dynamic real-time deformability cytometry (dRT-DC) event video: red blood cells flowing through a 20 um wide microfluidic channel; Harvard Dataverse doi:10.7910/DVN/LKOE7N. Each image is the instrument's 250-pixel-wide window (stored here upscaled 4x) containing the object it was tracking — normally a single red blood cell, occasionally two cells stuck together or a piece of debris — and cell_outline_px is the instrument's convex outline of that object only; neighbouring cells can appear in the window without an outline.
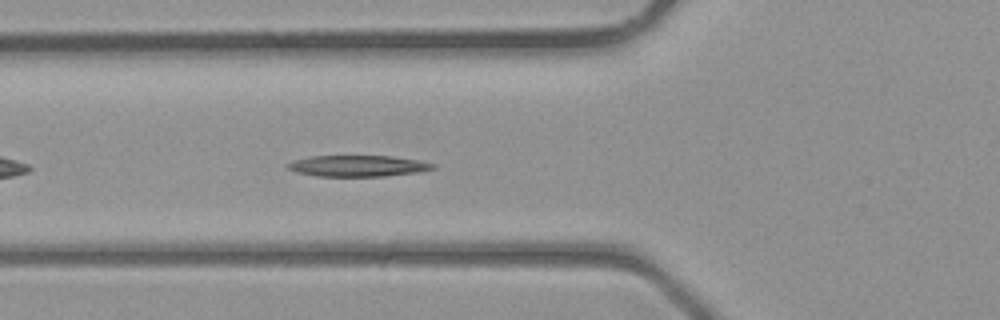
{"species": "common noctule bat (a hibernating species)", "species_latin": "Nyctalus noctula", "temperature_condition": "room temperature", "stored_images_in_passage": 27, "camera_frame_rate_fps": 3000, "um_per_image_px": 0.085, "animal": {"sex": "male", "body_mass_g": 23.1, "forearm_length_mm": 52.7}, "frame": {"image": 1, "passage_image": 4, "time_ms": 1.0, "image_size_px": [1000, 320], "cell_outline_px": [[436, 168], [420, 172], [384, 176], [316, 176], [296, 172], [288, 168], [284, 164], [292, 160], [308, 156], [392, 156], [420, 160], [436, 164]], "centroid_in_image_um": [30.41, 14.1], "position_along_channel_um": 95.4, "area_um2": 18.15}}
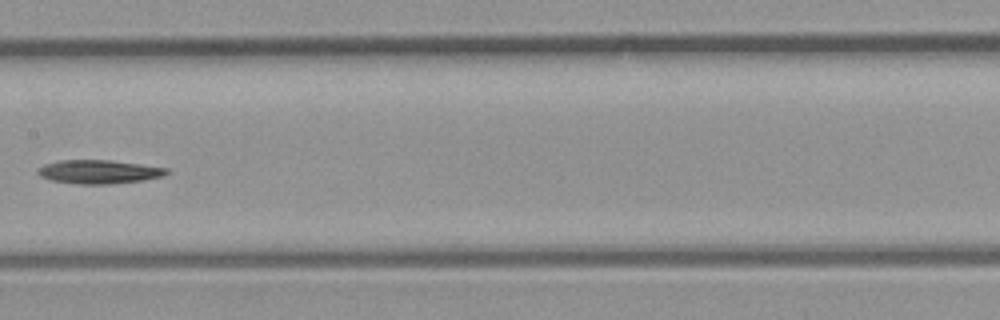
{"frame": {"image": 2, "passage_image": 10, "time_ms": 3.0, "image_size_px": [1000, 320], "cell_outline_px": [[168, 172], [164, 176], [144, 180], [112, 184], [80, 184], [52, 180], [40, 176], [36, 172], [36, 168], [44, 164], [60, 160], [108, 160], [140, 164], [168, 168]], "centroid_in_image_um": [8.39, 14.6], "position_along_channel_um": 199.0, "area_um2": 17.8}}
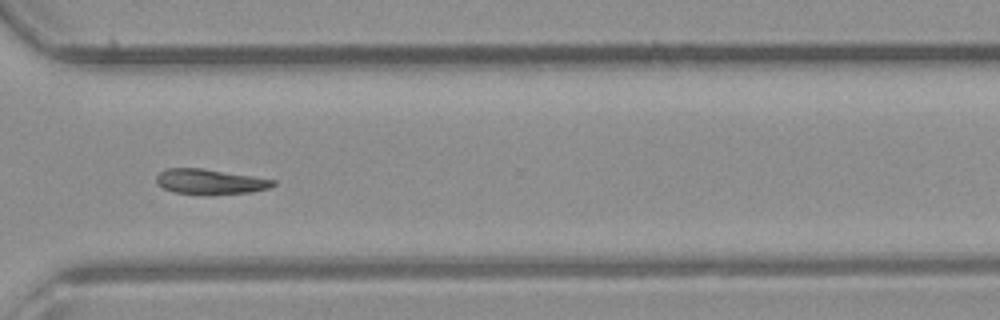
{"frame": {"image": 3, "passage_image": 19, "time_ms": 6.0, "image_size_px": [1000, 320], "cell_outline_px": [[276, 184], [268, 188], [252, 192], [212, 196], [204, 196], [172, 192], [156, 184], [156, 176], [164, 168], [204, 168], [276, 180]], "centroid_in_image_um": [17.83, 15.47], "position_along_channel_um": 352.8, "area_um2": 17.69}}